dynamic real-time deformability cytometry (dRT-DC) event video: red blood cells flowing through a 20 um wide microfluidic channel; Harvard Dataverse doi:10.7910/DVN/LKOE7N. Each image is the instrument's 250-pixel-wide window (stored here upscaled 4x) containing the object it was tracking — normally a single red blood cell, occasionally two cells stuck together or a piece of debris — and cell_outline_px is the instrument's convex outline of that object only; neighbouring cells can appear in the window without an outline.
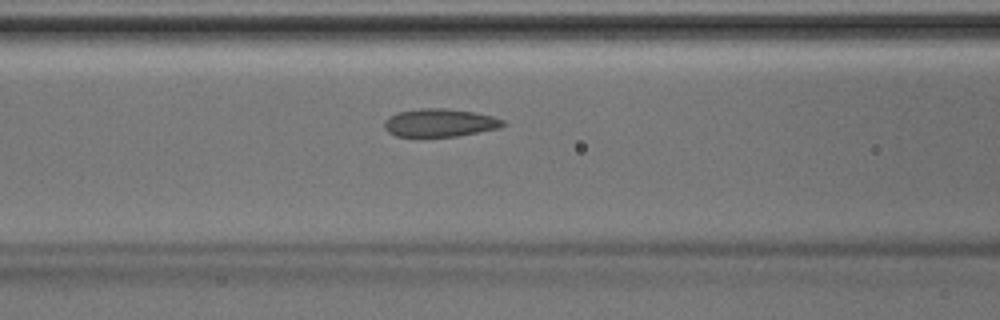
{"species": "Egyptian fruit bat (a non-hibernating species)", "species_latin": "Rousettus aegyptiacus", "temperature_condition": "room temperature", "stored_images_in_passage": 46, "camera_frame_rate_fps": 3000, "um_per_image_px": 0.085, "animal": {"sex": "male"}, "frame": {"image": 1, "passage_image": 19, "time_ms": 6.0, "image_size_px": [1000, 320], "cell_outline_px": [[504, 124], [500, 128], [456, 136], [396, 136], [388, 132], [384, 128], [384, 120], [388, 116], [396, 112], [420, 108], [444, 108], [476, 112], [492, 116], [504, 120]], "centroid_in_image_um": [37.35, 10.42], "position_along_channel_um": 129.3, "area_um2": 19.42}}
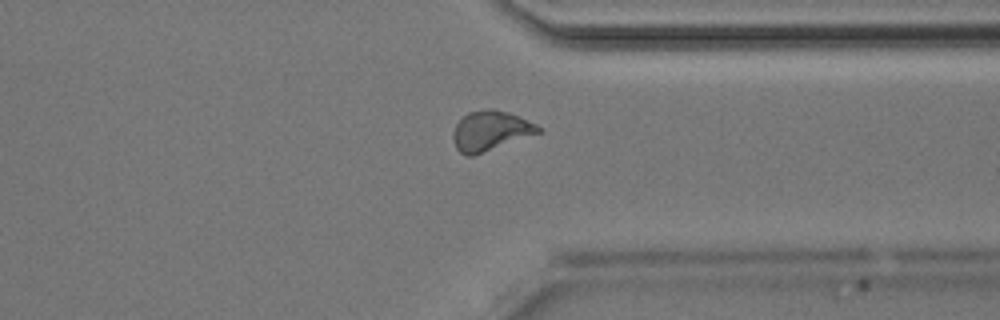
{"frame": {"image": 2, "passage_image": 35, "time_ms": 11.333, "image_size_px": [1000, 320], "cell_outline_px": [[540, 132], [472, 156], [468, 156], [460, 152], [456, 148], [452, 136], [452, 132], [456, 124], [468, 112], [488, 108], [492, 108], [508, 112], [536, 124], [540, 128]], "centroid_in_image_um": [41.64, 11.1], "position_along_channel_um": 369.8, "area_um2": 19.42}}
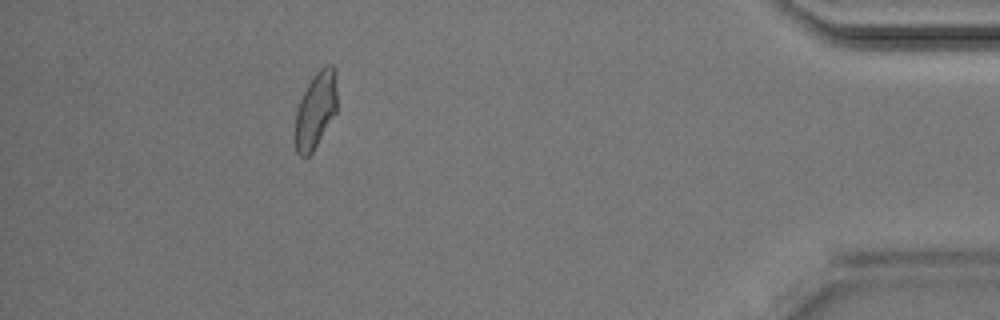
{"frame": {"image": 3, "passage_image": 41, "time_ms": 13.333, "image_size_px": [1000, 320], "cell_outline_px": [[336, 112], [312, 152], [304, 160], [296, 152], [296, 112], [300, 100], [312, 76], [324, 64], [332, 64], [336, 72]], "centroid_in_image_um": [26.84, 9.33], "position_along_channel_um": 408.4, "area_um2": 18.5}}